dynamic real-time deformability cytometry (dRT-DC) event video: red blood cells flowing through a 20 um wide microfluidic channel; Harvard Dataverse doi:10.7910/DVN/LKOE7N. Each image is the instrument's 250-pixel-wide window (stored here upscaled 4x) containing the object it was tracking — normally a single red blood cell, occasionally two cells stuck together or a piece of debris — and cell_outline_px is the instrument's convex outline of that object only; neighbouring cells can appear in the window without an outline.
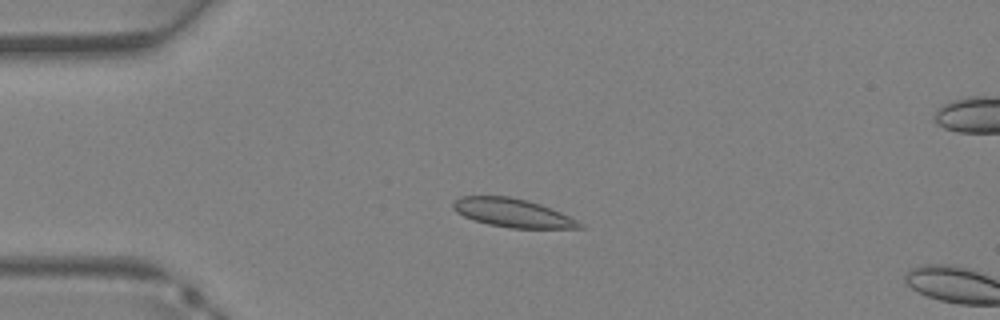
{"species": "Egyptian fruit bat (a non-hibernating species)", "species_latin": "Rousettus aegyptiacus", "temperature_condition": "warm", "stored_images_in_passage": 12, "camera_frame_rate_fps": 3000, "um_per_image_px": 0.085, "animal": {"sex": "female"}, "frame": {"image": 1, "passage_image": 10, "time_ms": 3.0, "image_size_px": [1000, 320], "cell_outline_px": [[584, 228], [512, 228], [488, 224], [472, 220], [456, 212], [452, 208], [452, 204], [460, 196], [508, 196], [528, 200], [540, 204], [560, 212], [584, 224]], "centroid_in_image_um": [43.55, 18.09], "position_along_channel_um": 41.5, "area_um2": 20.98}}